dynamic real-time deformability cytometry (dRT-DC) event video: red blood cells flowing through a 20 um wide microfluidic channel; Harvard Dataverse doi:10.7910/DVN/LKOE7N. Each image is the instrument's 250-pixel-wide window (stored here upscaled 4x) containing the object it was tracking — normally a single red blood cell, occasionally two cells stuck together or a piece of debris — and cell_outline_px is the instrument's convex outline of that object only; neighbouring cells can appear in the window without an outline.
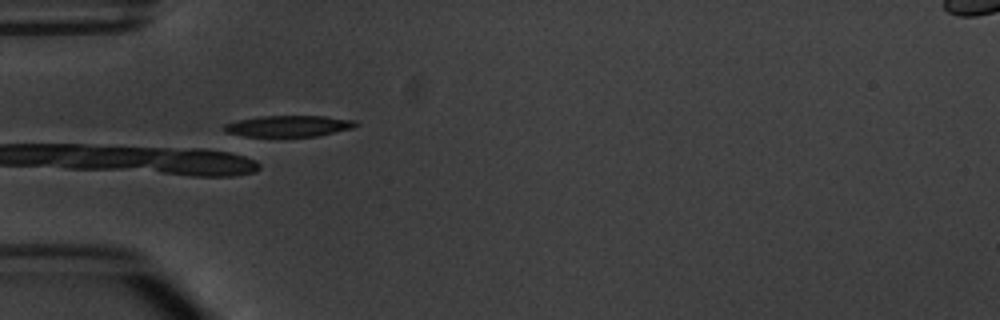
{"species": "common noctule bat (a hibernating species)", "species_latin": "Nyctalus noctula", "temperature_condition": "warm", "stored_images_in_passage": 6, "camera_frame_rate_fps": 3000, "um_per_image_px": 0.085, "animal": {"sex": "male", "body_mass_g": 20.1, "forearm_length_mm": 53.5}, "frame": {"image": 1, "passage_image": 6, "time_ms": 6.0, "image_size_px": [1000, 320], "cell_outline_px": [[360, 124], [352, 128], [316, 136], [244, 136], [224, 132], [224, 124], [240, 120], [260, 116], [324, 116], [356, 120]], "centroid_in_image_um": [24.56, 10.71], "position_along_channel_um": 60.4, "area_um2": 16.13}}